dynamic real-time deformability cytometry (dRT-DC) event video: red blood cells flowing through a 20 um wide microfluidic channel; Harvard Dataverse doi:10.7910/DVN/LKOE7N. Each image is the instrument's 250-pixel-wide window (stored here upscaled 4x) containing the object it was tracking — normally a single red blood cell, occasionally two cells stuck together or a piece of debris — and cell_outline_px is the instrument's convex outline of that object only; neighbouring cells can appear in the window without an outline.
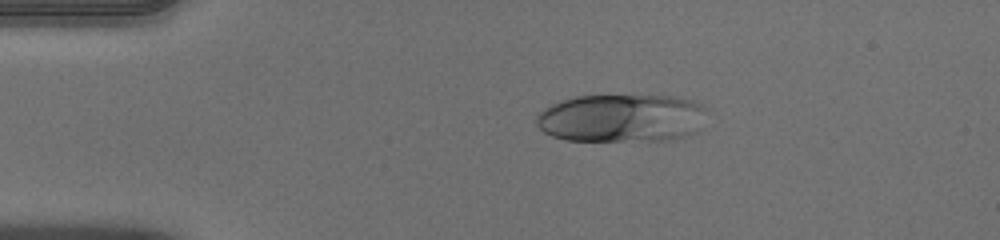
{"species": "human", "species_latin": "Homo sapiens", "temperature_condition": "warm", "stored_images_in_passage": 42, "camera_frame_rate_fps": 3000, "um_per_image_px": 0.085, "donor": {"sex": "male"}, "frame": {"image": 1, "passage_image": 1, "time_ms": 0.0, "image_size_px": [1000, 240], "cell_outline_px": [[708, 108], [692, 132], [672, 140], [564, 140], [552, 136], [544, 132], [536, 124], [536, 116], [544, 108], [556, 100], [576, 96], [636, 92], [640, 92], [672, 96], [692, 100]], "centroid_in_image_um": [52.76, 9.96], "position_along_channel_um": 32.2, "area_um2": 48.9}}
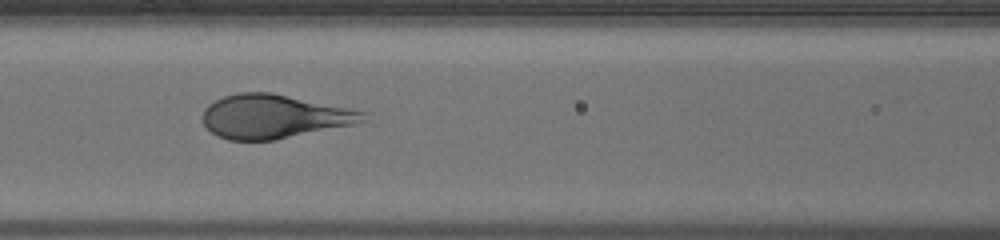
{"frame": {"image": 2, "passage_image": 13, "time_ms": 4.0, "image_size_px": [1000, 240], "cell_outline_px": [[364, 120], [352, 124], [272, 140], [228, 140], [216, 136], [204, 124], [204, 108], [208, 104], [224, 96], [240, 92], [272, 92], [352, 108], [364, 112]], "centroid_in_image_um": [23.24, 9.88], "position_along_channel_um": 143.4, "area_um2": 40.52}}
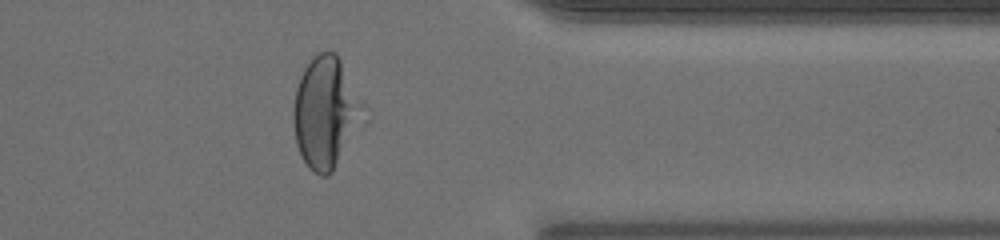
{"frame": {"image": 3, "passage_image": 32, "time_ms": 10.333, "image_size_px": [1000, 240], "cell_outline_px": [[352, 104], [336, 160], [332, 172], [328, 176], [320, 176], [312, 172], [308, 168], [296, 144], [292, 116], [292, 112], [296, 88], [300, 76], [304, 68], [316, 52], [336, 52], [340, 60]], "centroid_in_image_um": [27.29, 9.51], "position_along_channel_um": 384.1, "area_um2": 38.73}}